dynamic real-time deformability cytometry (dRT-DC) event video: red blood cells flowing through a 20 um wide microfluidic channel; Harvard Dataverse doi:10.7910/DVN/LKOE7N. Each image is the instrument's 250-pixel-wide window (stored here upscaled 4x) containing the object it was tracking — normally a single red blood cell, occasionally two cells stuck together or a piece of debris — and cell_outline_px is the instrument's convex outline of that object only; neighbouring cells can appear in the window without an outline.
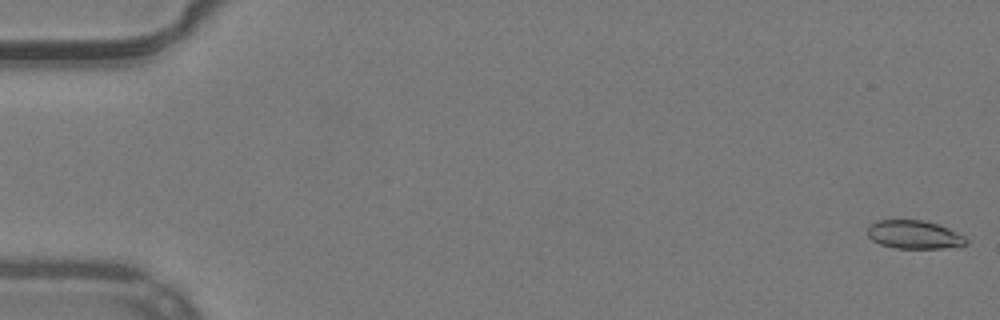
{"species": "common noctule bat (a hibernating species)", "species_latin": "Nyctalus noctula", "temperature_condition": "warm", "stored_images_in_passage": 52, "camera_frame_rate_fps": 3000, "um_per_image_px": 0.085, "animal": {"sex": "male", "body_mass_g": 19.2, "forearm_length_mm": 51.8}, "frame": {"image": 1, "passage_image": 1, "time_ms": 0.0, "image_size_px": [1000, 320], "cell_outline_px": [[968, 244], [960, 248], [896, 248], [880, 244], [872, 240], [868, 236], [868, 224], [876, 220], [924, 220], [948, 228], [964, 236], [968, 240]], "centroid_in_image_um": [77.73, 19.95], "position_along_channel_um": 7.3, "area_um2": 16.53}}
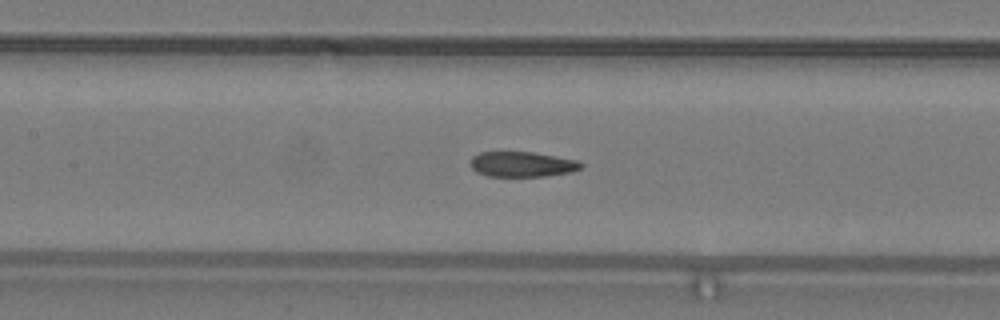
{"frame": {"image": 2, "passage_image": 25, "time_ms": 8.0, "image_size_px": [1000, 320], "cell_outline_px": [[584, 164], [580, 168], [572, 172], [544, 176], [488, 176], [476, 172], [472, 168], [472, 156], [480, 152], [532, 152], [576, 160]], "centroid_in_image_um": [44.38, 13.96], "position_along_channel_um": 163.0, "area_um2": 16.07}}
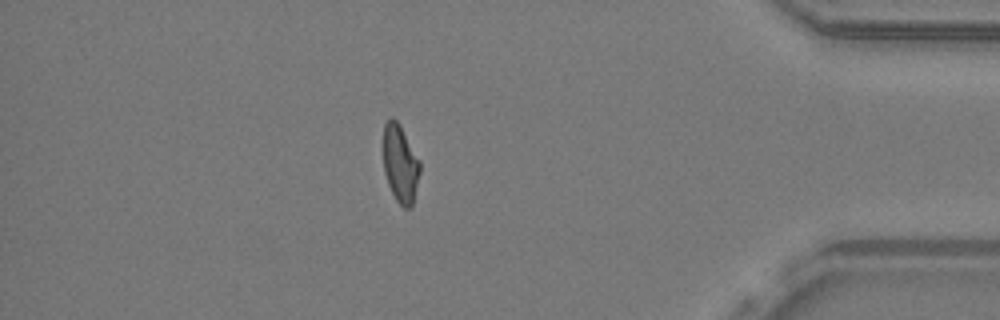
{"frame": {"image": 3, "passage_image": 46, "time_ms": 15.0, "image_size_px": [1000, 320], "cell_outline_px": [[420, 172], [412, 204], [408, 208], [404, 208], [396, 200], [388, 184], [384, 172], [384, 124], [392, 116], [400, 124], [420, 160]], "centroid_in_image_um": [34.03, 13.89], "position_along_channel_um": 401.2, "area_um2": 16.47}, "authors_computed_cell_mechanics": {"area_um2": 17.2533, "velocity_mm_per_s": 3.9686, "shape_relaxation_time_tau1_ms": null, "shape_relaxation_time_tau2_ms": 2.0001, "deformation_change_tau1": null, "deformation_change_tau2": 0.0735}}